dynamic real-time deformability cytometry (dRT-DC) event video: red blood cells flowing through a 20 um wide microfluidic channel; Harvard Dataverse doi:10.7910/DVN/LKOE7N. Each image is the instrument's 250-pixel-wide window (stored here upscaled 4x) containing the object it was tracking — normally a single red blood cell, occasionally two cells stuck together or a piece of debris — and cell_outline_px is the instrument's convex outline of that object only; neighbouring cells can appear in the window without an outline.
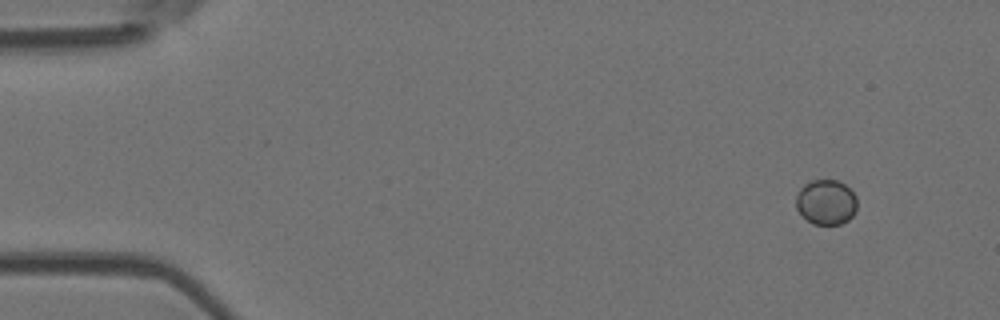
{"species": "Egyptian fruit bat (a non-hibernating species)", "species_latin": "Rousettus aegyptiacus", "temperature_condition": "room temperature", "stored_images_in_passage": 4, "camera_frame_rate_fps": 3000, "um_per_image_px": 0.085, "animal": {"sex": "female"}, "frame": {"image": 1, "passage_image": 1, "time_ms": 0.0, "image_size_px": [1000, 320], "cell_outline_px": [[856, 208], [852, 216], [848, 220], [840, 224], [812, 224], [796, 208], [796, 196], [800, 188], [804, 184], [812, 180], [836, 180], [844, 184], [856, 196]], "centroid_in_image_um": [70.21, 17.18], "position_along_channel_um": 14.8, "area_um2": 15.9}}
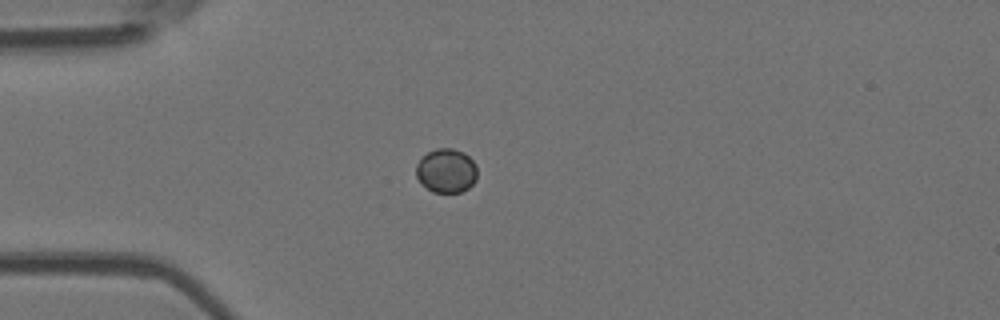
{"frame": {"image": 2, "passage_image": 4, "time_ms": 3.333, "image_size_px": [1000, 320], "cell_outline_px": [[476, 180], [468, 188], [460, 192], [432, 192], [416, 176], [416, 164], [428, 152], [436, 148], [452, 148], [464, 152], [476, 164]], "centroid_in_image_um": [37.95, 14.5], "position_along_channel_um": 47.0, "area_um2": 15.55}}